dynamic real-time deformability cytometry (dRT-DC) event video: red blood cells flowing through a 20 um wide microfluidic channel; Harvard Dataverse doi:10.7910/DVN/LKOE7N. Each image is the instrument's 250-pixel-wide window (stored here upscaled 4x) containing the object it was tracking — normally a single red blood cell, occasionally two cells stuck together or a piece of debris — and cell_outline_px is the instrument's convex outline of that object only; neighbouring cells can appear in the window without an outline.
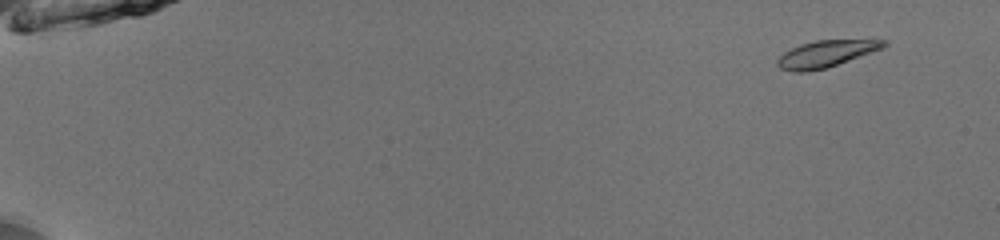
{"species": "common noctule bat (a hibernating species)", "species_latin": "Nyctalus noctula", "temperature_condition": "room temperature", "stored_images_in_passage": 53, "camera_frame_rate_fps": 3000, "um_per_image_px": 0.085, "animal": {"sex": "male", "body_mass_g": 13.0, "forearm_length_mm": 53.1}, "frame": {"image": 1, "passage_image": 5, "time_ms": 1.333, "image_size_px": [1000, 240], "cell_outline_px": [[888, 44], [884, 48], [828, 68], [808, 72], [792, 72], [780, 68], [776, 64], [776, 60], [784, 52], [800, 44], [816, 40], [888, 40]], "centroid_in_image_um": [70.21, 4.59], "position_along_channel_um": 14.8, "area_um2": 16.76}}
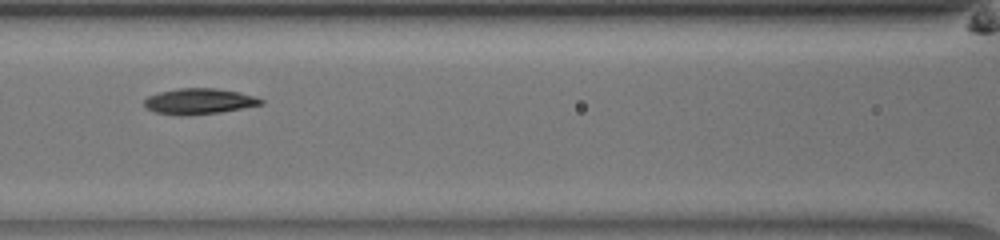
{"frame": {"image": 2, "passage_image": 27, "time_ms": 8.667, "image_size_px": [1000, 240], "cell_outline_px": [[264, 104], [220, 112], [184, 116], [180, 116], [156, 112], [148, 108], [144, 104], [144, 100], [148, 96], [160, 92], [180, 88], [216, 88], [240, 92], [256, 96], [264, 100]], "centroid_in_image_um": [16.96, 8.61], "position_along_channel_um": 149.6, "area_um2": 17.51}}
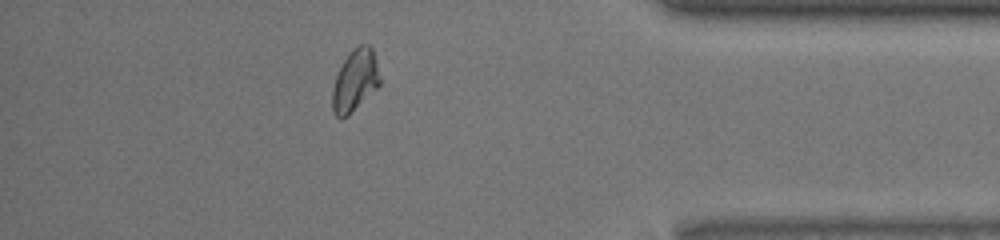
{"frame": {"image": 3, "passage_image": 48, "time_ms": 15.667, "image_size_px": [1000, 240], "cell_outline_px": [[380, 84], [348, 116], [340, 120], [332, 112], [332, 88], [336, 76], [348, 52], [352, 48], [360, 44], [368, 44], [372, 48], [376, 60], [380, 76]], "centroid_in_image_um": [30.16, 6.84], "position_along_channel_um": 405.0, "area_um2": 17.22}, "authors_computed_cell_mechanics": {"area_um2": 16.8776, "velocity_mm_per_s": 3.9775, "shape_relaxation_time_tau1_ms": 2.5023, "shape_relaxation_time_tau2_ms": 3.2684, "deformation_change_tau1": 0.1132, "deformation_change_tau2": 0.0744}}